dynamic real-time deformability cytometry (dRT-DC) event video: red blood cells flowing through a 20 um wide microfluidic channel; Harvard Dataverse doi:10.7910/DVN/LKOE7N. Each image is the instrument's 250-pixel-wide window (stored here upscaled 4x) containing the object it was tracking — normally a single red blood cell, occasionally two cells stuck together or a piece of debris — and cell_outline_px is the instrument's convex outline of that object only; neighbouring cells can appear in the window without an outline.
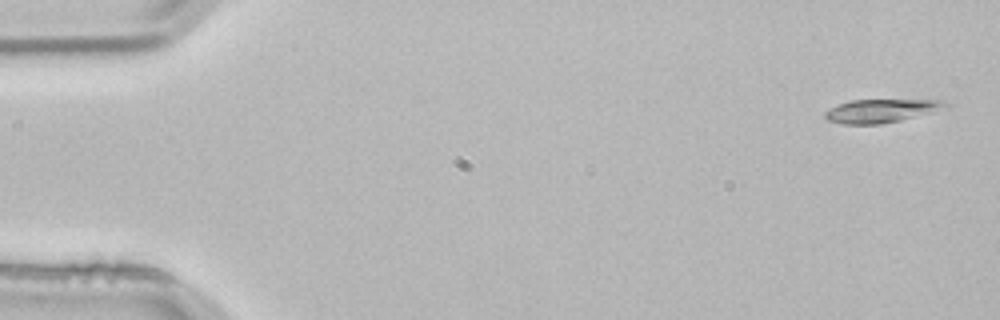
{"species": "common noctule bat (a hibernating species)", "species_latin": "Nyctalus noctula", "temperature_condition": "room temperature", "stored_images_in_passage": 3, "camera_frame_rate_fps": 3000, "um_per_image_px": 0.085, "animal": {"sex": "male", "body_mass_g": 21.5, "forearm_length_mm": 52.0}, "frame": {"image": 1, "passage_image": 1, "time_ms": 0.0, "image_size_px": [1000, 320], "cell_outline_px": [[948, 104], [932, 112], [900, 120], [880, 124], [844, 124], [828, 120], [824, 116], [824, 112], [840, 104], [852, 100], [944, 100]], "centroid_in_image_um": [74.85, 9.42], "position_along_channel_um": 10.1, "area_um2": 15.95}}
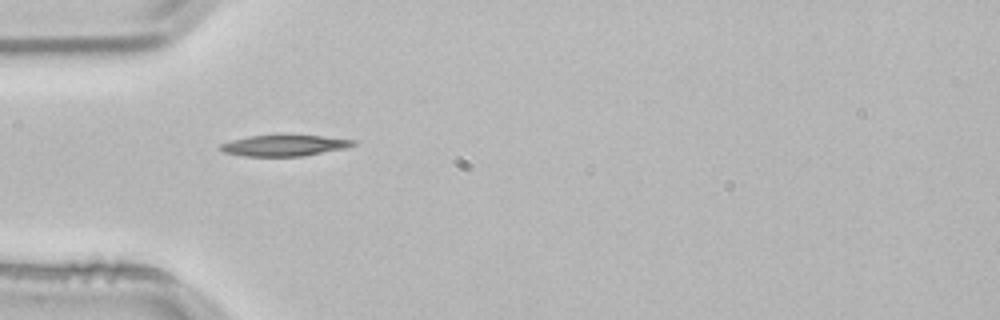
{"frame": {"image": 2, "passage_image": 3, "time_ms": 0.667, "image_size_px": [1000, 320], "cell_outline_px": [[356, 144], [344, 148], [304, 156], [244, 156], [224, 152], [220, 148], [220, 144], [232, 140], [248, 136], [284, 132], [356, 140]], "centroid_in_image_um": [24.16, 12.32], "position_along_channel_um": 60.8, "area_um2": 16.94}}